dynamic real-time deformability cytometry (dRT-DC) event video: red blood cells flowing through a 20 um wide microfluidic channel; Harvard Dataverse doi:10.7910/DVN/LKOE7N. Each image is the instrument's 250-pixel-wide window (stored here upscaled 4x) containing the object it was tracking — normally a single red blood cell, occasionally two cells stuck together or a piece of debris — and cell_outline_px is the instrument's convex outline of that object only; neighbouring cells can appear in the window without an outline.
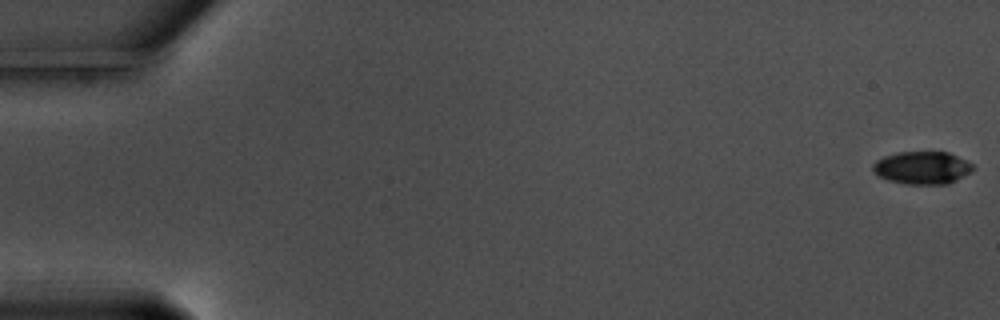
{"species": "common noctule bat (a hibernating species)", "species_latin": "Nyctalus noctula", "temperature_condition": "warm", "stored_images_in_passage": 59, "camera_frame_rate_fps": 3000, "um_per_image_px": 0.085, "animal": {"sex": "male", "body_mass_g": 17.5, "forearm_length_mm": 52.3}, "frame": {"image": 1, "passage_image": 1, "time_ms": 0.0, "image_size_px": [1000, 320], "cell_outline_px": [[976, 168], [972, 172], [948, 184], [908, 184], [888, 180], [872, 172], [872, 164], [876, 160], [884, 156], [896, 152], [948, 152], [968, 160]], "centroid_in_image_um": [78.41, 14.25], "position_along_channel_um": 6.6, "area_um2": 19.31}}
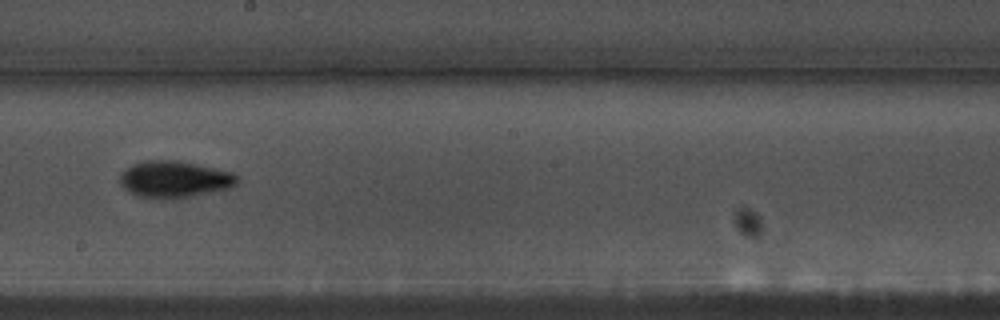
{"frame": {"image": 2, "passage_image": 34, "time_ms": 11.0, "image_size_px": [1000, 320], "cell_outline_px": [[240, 180], [236, 184], [228, 188], [172, 200], [168, 200], [136, 196], [128, 192], [120, 184], [120, 176], [132, 164], [144, 160], [176, 160], [196, 164], [232, 172], [240, 176]], "centroid_in_image_um": [14.82, 15.25], "position_along_channel_um": 233.4, "area_um2": 25.2}}
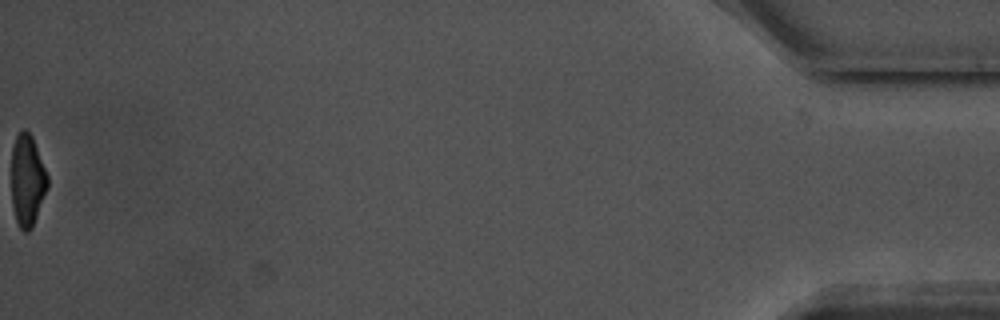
{"frame": {"image": 3, "passage_image": 59, "time_ms": 19.333, "image_size_px": [1000, 320], "cell_outline_px": [[48, 188], [32, 228], [28, 232], [24, 232], [20, 228], [16, 220], [12, 208], [12, 148], [16, 136], [20, 128], [24, 128], [32, 136], [48, 176]], "centroid_in_image_um": [2.32, 15.34], "position_along_channel_um": 432.9, "area_um2": 19.42}, "authors_computed_cell_mechanics": {"area_um2": 21.6172, "velocity_mm_per_s": 3.5794, "shape_relaxation_time_tau1_ms": 2.7075, "shape_relaxation_time_tau2_ms": 4.5978, "deformation_change_tau1": 0.1361, "deformation_change_tau2": 0.1144}}